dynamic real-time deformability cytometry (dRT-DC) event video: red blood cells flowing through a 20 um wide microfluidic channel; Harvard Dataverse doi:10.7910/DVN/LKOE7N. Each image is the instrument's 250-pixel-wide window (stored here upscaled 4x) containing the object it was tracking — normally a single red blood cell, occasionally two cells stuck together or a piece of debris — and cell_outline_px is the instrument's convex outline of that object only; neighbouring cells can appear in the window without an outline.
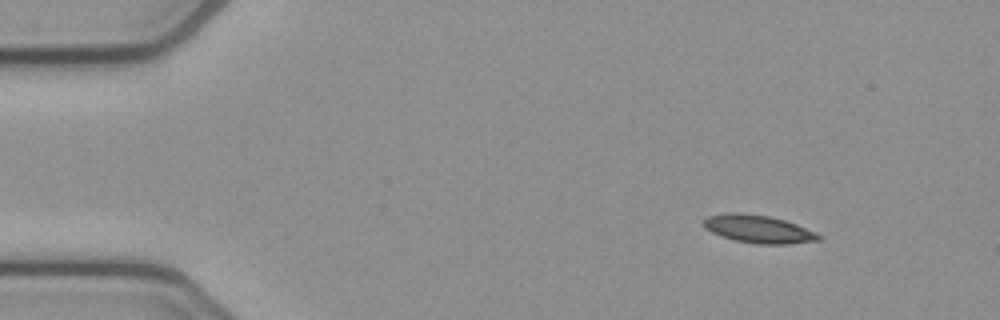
{"species": "common noctule bat (a hibernating species)", "species_latin": "Nyctalus noctula", "temperature_condition": "cold", "stored_images_in_passage": 48, "camera_frame_rate_fps": 3000, "um_per_image_px": 0.085, "animal": {"sex": "female", "body_mass_g": 21.9}, "frame": {"image": 1, "passage_image": 1, "time_ms": 0.0, "image_size_px": [1000, 320], "cell_outline_px": [[824, 236], [820, 240], [788, 244], [756, 244], [736, 240], [720, 236], [704, 228], [704, 220], [708, 216], [728, 212], [744, 212], [768, 216], [784, 220], [796, 224]], "centroid_in_image_um": [64.46, 19.46], "position_along_channel_um": 20.5, "area_um2": 18.73}}
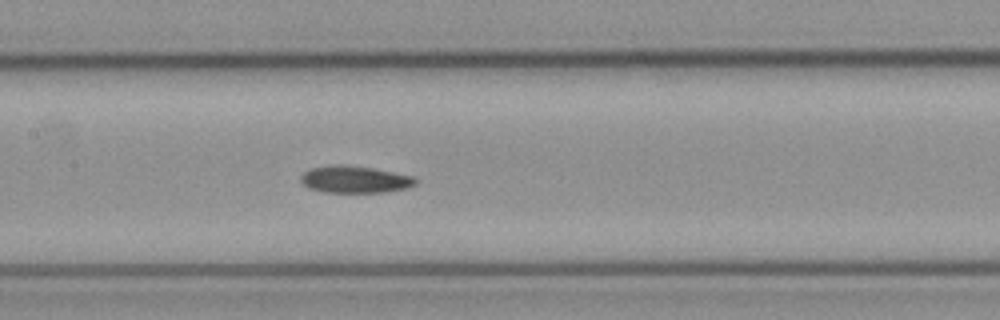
{"frame": {"image": 2, "passage_image": 20, "time_ms": 6.333, "image_size_px": [1000, 320], "cell_outline_px": [[420, 180], [416, 184], [408, 188], [384, 192], [324, 192], [308, 188], [300, 180], [300, 176], [304, 172], [312, 168], [336, 164], [340, 164], [372, 168], [396, 172], [416, 176]], "centroid_in_image_um": [30.22, 15.25], "position_along_channel_um": 177.2, "area_um2": 18.26}}
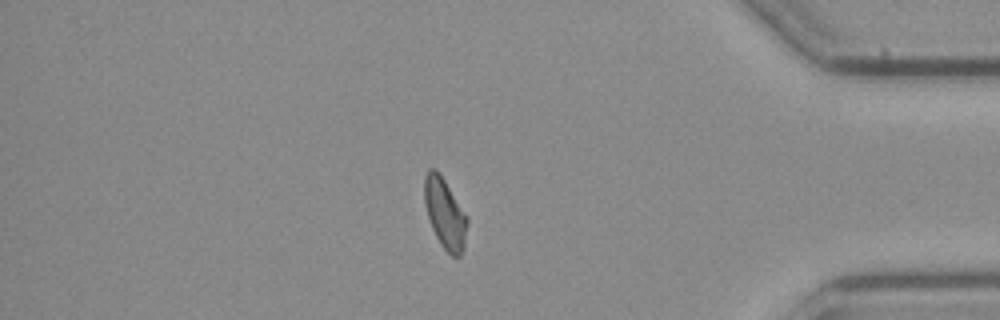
{"frame": {"image": 3, "passage_image": 40, "time_ms": 13.0, "image_size_px": [1000, 320], "cell_outline_px": [[468, 224], [464, 248], [460, 256], [452, 256], [440, 244], [432, 228], [424, 204], [424, 176], [428, 168], [436, 168], [440, 172], [468, 216]], "centroid_in_image_um": [37.82, 18.1], "position_along_channel_um": 397.4, "area_um2": 17.86}, "authors_computed_cell_mechanics": {"area_um2": 18.207, "velocity_mm_per_s": 3.8232, "shape_relaxation_time_tau1_ms": 8.2151, "shape_relaxation_time_tau2_ms": 6.2283, "deformation_change_tau1": 0.1639, "deformation_change_tau2": 0.13}}